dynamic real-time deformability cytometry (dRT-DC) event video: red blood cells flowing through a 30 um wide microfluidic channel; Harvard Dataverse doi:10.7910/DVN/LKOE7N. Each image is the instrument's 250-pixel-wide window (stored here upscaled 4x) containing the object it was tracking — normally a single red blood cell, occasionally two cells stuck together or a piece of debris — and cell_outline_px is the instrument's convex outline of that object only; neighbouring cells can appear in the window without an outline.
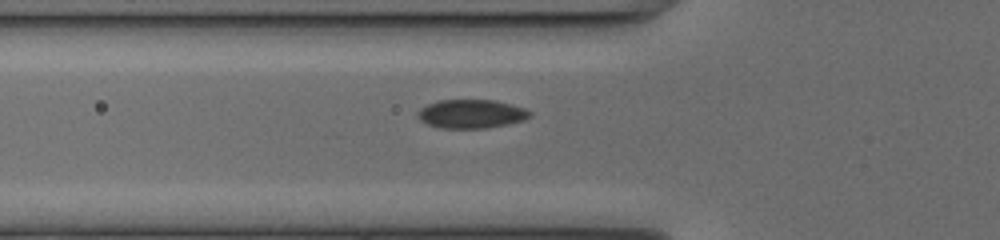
{"species": "common noctule bat (a hibernating species)", "species_latin": "Nyctalus noctula", "temperature_condition": "cold", "stored_images_in_passage": 35, "camera_frame_rate_fps": 3000, "um_per_image_px": 0.085, "animal": {"sex": "female", "body_mass_g": 17.0, "forearm_length_mm": 48.0}, "frame": {"image": 1, "passage_image": 7, "time_ms": 2.0, "image_size_px": [1000, 240], "cell_outline_px": [[532, 116], [524, 120], [484, 128], [444, 128], [428, 124], [420, 120], [416, 116], [416, 112], [420, 108], [436, 100], [492, 100], [512, 104], [524, 108], [532, 112]], "centroid_in_image_um": [40.04, 9.67], "position_along_channel_um": 85.8, "area_um2": 18.73}}
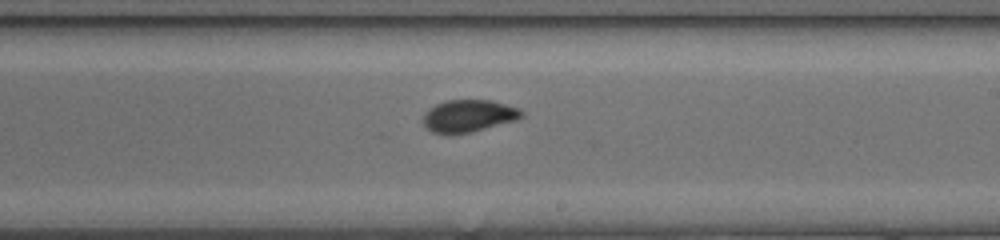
{"frame": {"image": 2, "passage_image": 19, "time_ms": 6.0, "image_size_px": [1000, 240], "cell_outline_px": [[524, 116], [516, 120], [468, 132], [432, 132], [420, 120], [424, 112], [428, 108], [444, 100], [492, 100], [520, 108], [524, 112]], "centroid_in_image_um": [39.82, 9.81], "position_along_channel_um": 249.2, "area_um2": 18.32}}
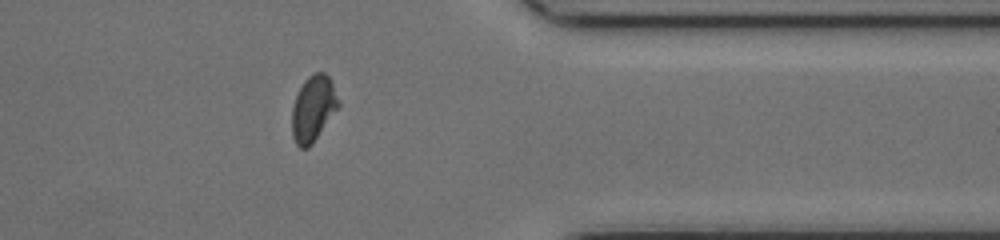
{"frame": {"image": 3, "passage_image": 30, "time_ms": 9.667, "image_size_px": [1000, 240], "cell_outline_px": [[340, 104], [312, 144], [308, 148], [300, 148], [296, 144], [292, 136], [292, 108], [296, 96], [304, 80], [312, 72], [324, 72], [328, 76], [332, 84]], "centroid_in_image_um": [26.6, 9.22], "position_along_channel_um": 384.8, "area_um2": 17.57}}